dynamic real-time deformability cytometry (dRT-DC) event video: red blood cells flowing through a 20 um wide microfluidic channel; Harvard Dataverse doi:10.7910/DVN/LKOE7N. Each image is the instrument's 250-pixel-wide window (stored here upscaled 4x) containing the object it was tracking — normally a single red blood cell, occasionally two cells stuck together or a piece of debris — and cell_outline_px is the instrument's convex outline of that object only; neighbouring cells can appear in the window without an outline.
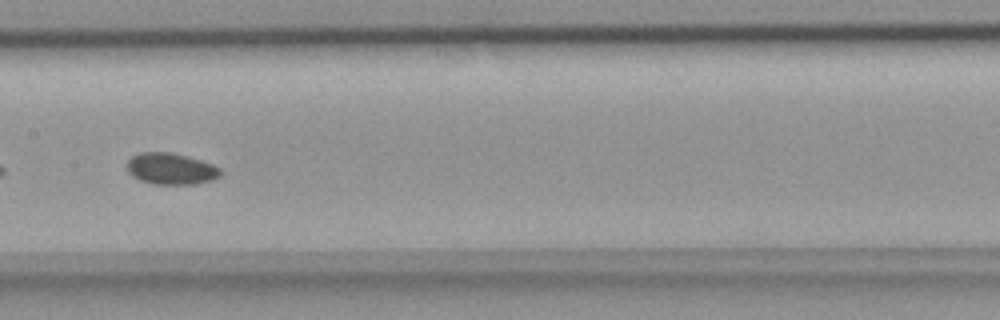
{"species": "common noctule bat (a hibernating species)", "species_latin": "Nyctalus noctula", "temperature_condition": "room temperature", "stored_images_in_passage": 20, "camera_frame_rate_fps": 3000, "um_per_image_px": 0.085, "animal": {"sex": "female", "body_mass_g": 18.4}, "frame": {"image": 1, "passage_image": 17, "time_ms": 5.333, "image_size_px": [1000, 320], "cell_outline_px": [[220, 176], [212, 180], [192, 184], [152, 184], [140, 180], [132, 176], [128, 172], [128, 160], [132, 156], [140, 152], [172, 152], [188, 156], [212, 164], [220, 168]], "centroid_in_image_um": [14.52, 14.34], "position_along_channel_um": 192.9, "area_um2": 17.11}}